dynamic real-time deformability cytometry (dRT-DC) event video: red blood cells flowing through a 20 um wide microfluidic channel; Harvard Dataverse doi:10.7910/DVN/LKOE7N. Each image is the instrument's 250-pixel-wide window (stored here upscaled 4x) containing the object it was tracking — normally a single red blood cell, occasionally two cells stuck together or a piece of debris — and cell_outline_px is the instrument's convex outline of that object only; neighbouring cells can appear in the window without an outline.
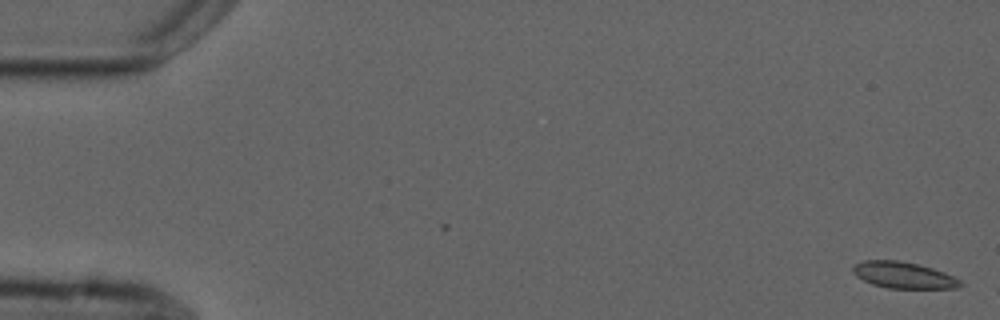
{"species": "common noctule bat (a hibernating species)", "species_latin": "Nyctalus noctula", "temperature_condition": "cold", "stored_images_in_passage": 3, "camera_frame_rate_fps": 3000, "um_per_image_px": 0.085, "animal": {"sex": "male", "forearm_length_mm": 52.5}, "frame": {"image": 1, "passage_image": 1, "time_ms": 0.0, "image_size_px": [1000, 320], "cell_outline_px": [[964, 284], [956, 288], [888, 288], [872, 284], [856, 276], [852, 272], [852, 268], [856, 264], [864, 260], [900, 260], [920, 264], [944, 272], [960, 280]], "centroid_in_image_um": [76.8, 23.38], "position_along_channel_um": 8.2, "area_um2": 16.53}}